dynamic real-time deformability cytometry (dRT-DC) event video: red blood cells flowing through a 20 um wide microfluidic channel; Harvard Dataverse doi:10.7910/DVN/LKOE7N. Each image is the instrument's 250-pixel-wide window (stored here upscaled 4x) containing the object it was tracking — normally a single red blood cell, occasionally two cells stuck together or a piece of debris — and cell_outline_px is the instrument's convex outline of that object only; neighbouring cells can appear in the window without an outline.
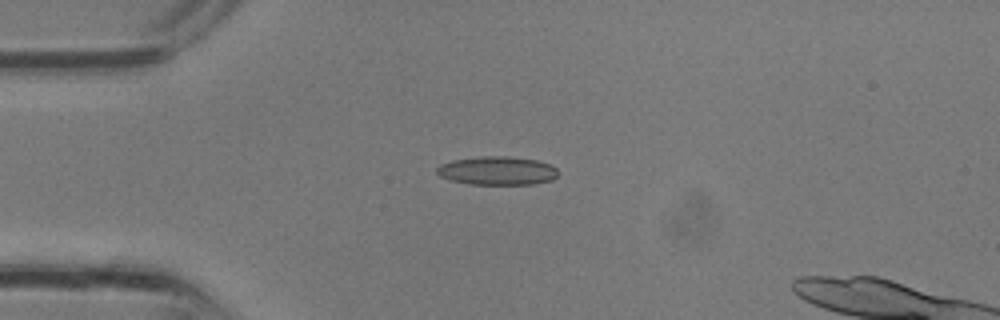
{"species": "common noctule bat (a hibernating species)", "species_latin": "Nyctalus noctula", "temperature_condition": "room temperature", "stored_images_in_passage": 3, "camera_frame_rate_fps": 3000, "um_per_image_px": 0.085, "animal": {"sex": "male", "body_mass_g": 13.3}, "frame": {"image": 1, "passage_image": 3, "time_ms": 0.667, "image_size_px": [1000, 320], "cell_outline_px": [[556, 176], [552, 180], [532, 184], [468, 184], [448, 180], [440, 176], [436, 172], [436, 168], [440, 164], [452, 160], [480, 156], [508, 156], [536, 160], [552, 164], [556, 168]], "centroid_in_image_um": [42.23, 14.5], "position_along_channel_um": 42.8, "area_um2": 20.29}}